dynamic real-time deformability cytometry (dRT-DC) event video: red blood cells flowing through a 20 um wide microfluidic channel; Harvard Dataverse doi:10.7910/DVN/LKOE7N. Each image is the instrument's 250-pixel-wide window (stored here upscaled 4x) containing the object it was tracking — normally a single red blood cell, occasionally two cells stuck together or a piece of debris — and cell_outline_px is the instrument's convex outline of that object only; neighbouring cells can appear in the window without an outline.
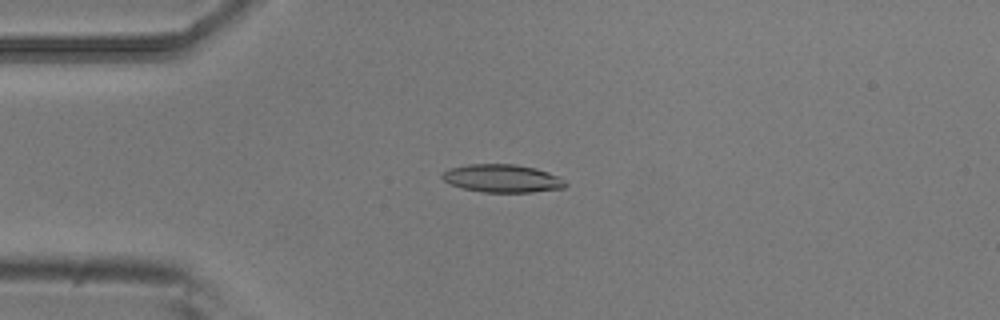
{"species": "common noctule bat (a hibernating species)", "species_latin": "Nyctalus noctula", "temperature_condition": "room temperature", "stored_images_in_passage": 7, "camera_frame_rate_fps": 3000, "um_per_image_px": 0.085, "animal": {"sex": "male", "body_mass_g": 20.5, "forearm_length_mm": 52.5}, "frame": {"image": 1, "passage_image": 4, "time_ms": 1.0, "image_size_px": [1000, 320], "cell_outline_px": [[568, 184], [564, 188], [532, 192], [484, 192], [464, 188], [452, 184], [444, 180], [440, 176], [444, 172], [452, 168], [468, 164], [516, 164], [536, 168], [560, 176]], "centroid_in_image_um": [42.75, 15.16], "position_along_channel_um": 42.2, "area_um2": 20.0}}
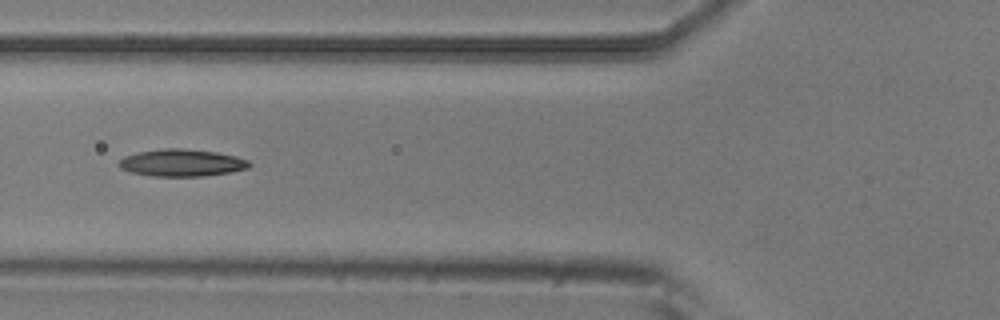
{"frame": {"image": 2, "passage_image": 6, "time_ms": 1.667, "image_size_px": [1000, 320], "cell_outline_px": [[252, 164], [248, 168], [232, 172], [204, 176], [152, 176], [132, 172], [120, 168], [120, 160], [124, 156], [140, 152], [164, 148], [184, 148], [216, 152], [236, 156], [248, 160]], "centroid_in_image_um": [15.5, 13.84], "position_along_channel_um": 110.3, "area_um2": 20.58}}
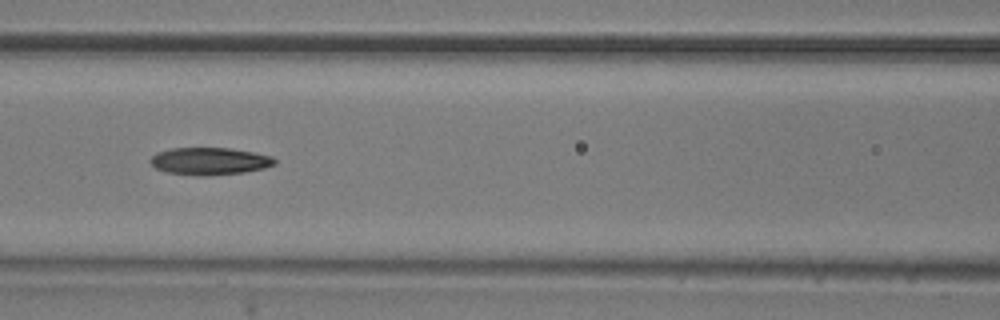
{"frame": {"image": 3, "passage_image": 7, "time_ms": 2.0, "image_size_px": [1000, 320], "cell_outline_px": [[276, 164], [264, 168], [244, 172], [204, 176], [200, 176], [168, 172], [156, 168], [148, 160], [156, 152], [172, 148], [228, 148], [252, 152], [272, 156], [276, 160]], "centroid_in_image_um": [17.81, 13.69], "position_along_channel_um": 148.8, "area_um2": 19.71}}